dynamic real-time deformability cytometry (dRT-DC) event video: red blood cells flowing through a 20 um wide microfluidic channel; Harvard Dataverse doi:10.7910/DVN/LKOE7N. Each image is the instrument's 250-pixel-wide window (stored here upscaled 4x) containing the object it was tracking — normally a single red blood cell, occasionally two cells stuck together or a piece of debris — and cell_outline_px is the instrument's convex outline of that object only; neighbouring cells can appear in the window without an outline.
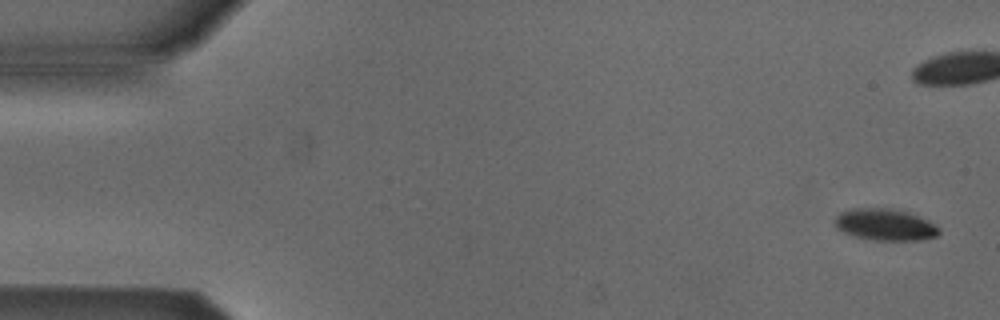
{"species": "Egyptian fruit bat (a non-hibernating species)", "species_latin": "Rousettus aegyptiacus", "temperature_condition": "cold", "stored_images_in_passage": 8, "camera_frame_rate_fps": 3000, "um_per_image_px": 0.085, "animal": {"sex": "male"}, "frame": {"image": 1, "passage_image": 1, "time_ms": 0.0, "image_size_px": [1000, 320], "cell_outline_px": [[940, 232], [936, 236], [920, 240], [872, 240], [852, 236], [836, 228], [832, 224], [832, 220], [840, 212], [852, 208], [892, 208], [908, 212], [928, 220], [936, 224], [940, 228]], "centroid_in_image_um": [75.19, 19.09], "position_along_channel_um": 9.8, "area_um2": 19.59}}
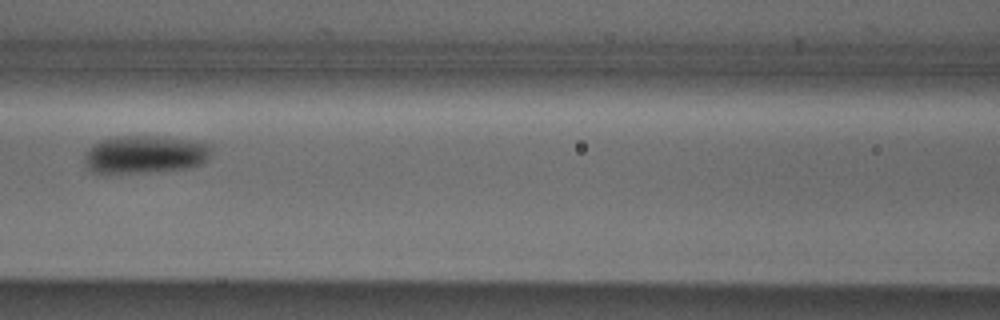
{"frame": {"image": 2, "passage_image": 8, "time_ms": 8.333, "image_size_px": [1000, 320], "cell_outline_px": [[212, 152], [208, 160], [192, 168], [104, 176], [92, 172], [84, 164], [84, 156], [88, 148], [92, 144], [100, 140], [116, 136], [160, 136], [196, 140], [212, 144]], "centroid_in_image_um": [12.31, 13.15], "position_along_channel_um": 154.3, "area_um2": 29.3}}